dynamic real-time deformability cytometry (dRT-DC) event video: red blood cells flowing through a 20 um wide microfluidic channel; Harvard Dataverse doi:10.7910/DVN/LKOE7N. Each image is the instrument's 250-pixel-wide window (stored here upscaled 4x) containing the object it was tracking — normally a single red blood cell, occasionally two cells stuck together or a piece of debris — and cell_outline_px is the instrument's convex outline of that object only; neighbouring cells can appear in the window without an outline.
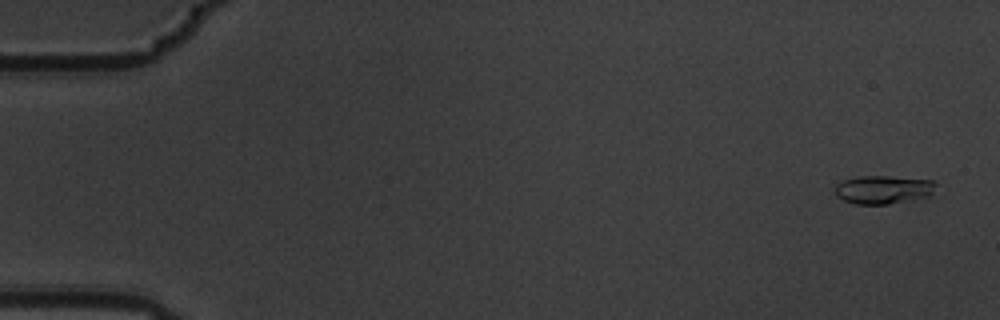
{"species": "common noctule bat (a hibernating species)", "species_latin": "Nyctalus noctula", "temperature_condition": "warm", "stored_images_in_passage": 6, "camera_frame_rate_fps": 3000, "um_per_image_px": 0.085, "animal": {"sex": "male", "body_mass_g": 19.5, "forearm_length_mm": 54.6}, "frame": {"image": 1, "passage_image": 1, "time_ms": 0.0, "image_size_px": [1000, 320], "cell_outline_px": [[936, 184], [932, 196], [888, 204], [856, 204], [844, 200], [836, 196], [836, 184], [844, 180], [860, 176], [888, 176], [932, 180]], "centroid_in_image_um": [75.1, 16.12], "position_along_channel_um": 9.9, "area_um2": 16.65}}
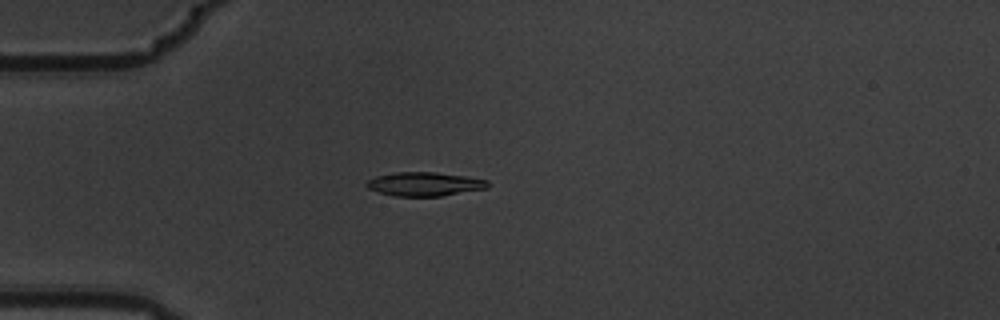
{"frame": {"image": 2, "passage_image": 5, "time_ms": 1.333, "image_size_px": [1000, 320], "cell_outline_px": [[492, 184], [488, 188], [440, 196], [396, 196], [380, 192], [368, 188], [364, 184], [368, 180], [376, 176], [392, 172], [436, 172], [468, 176], [488, 180]], "centroid_in_image_um": [36.13, 15.63], "position_along_channel_um": 48.9, "area_um2": 16.99}}